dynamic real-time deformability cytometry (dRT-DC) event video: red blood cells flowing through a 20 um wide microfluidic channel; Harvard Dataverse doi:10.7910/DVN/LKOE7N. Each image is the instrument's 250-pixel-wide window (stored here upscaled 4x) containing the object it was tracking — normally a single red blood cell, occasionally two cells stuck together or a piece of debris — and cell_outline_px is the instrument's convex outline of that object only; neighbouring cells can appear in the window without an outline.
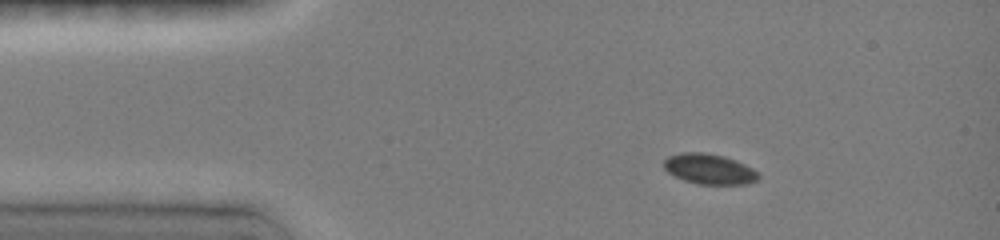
{"species": "common noctule bat (a hibernating species)", "species_latin": "Nyctalus noctula", "temperature_condition": "room temperature", "stored_images_in_passage": 5, "camera_frame_rate_fps": 3000, "um_per_image_px": 0.085, "animal": {"sex": "female", "body_mass_g": 19.0, "forearm_length_mm": 51.5}, "frame": {"image": 1, "passage_image": 2, "time_ms": 1.0, "image_size_px": [1000, 240], "cell_outline_px": [[760, 176], [756, 180], [748, 184], [696, 184], [684, 180], [668, 172], [664, 168], [664, 160], [668, 156], [680, 152], [704, 152], [724, 156], [736, 160], [752, 168]], "centroid_in_image_um": [60.27, 14.36], "position_along_channel_um": 24.7, "area_um2": 16.7}}
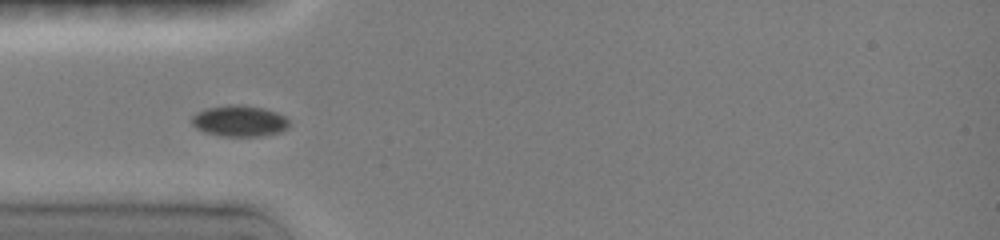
{"frame": {"image": 2, "passage_image": 4, "time_ms": 3.333, "image_size_px": [1000, 240], "cell_outline_px": [[288, 128], [280, 132], [260, 136], [224, 136], [204, 132], [196, 128], [192, 124], [192, 116], [196, 112], [204, 108], [228, 104], [236, 104], [264, 108], [288, 116]], "centroid_in_image_um": [20.35, 10.27], "position_along_channel_um": 64.7, "area_um2": 17.86}}